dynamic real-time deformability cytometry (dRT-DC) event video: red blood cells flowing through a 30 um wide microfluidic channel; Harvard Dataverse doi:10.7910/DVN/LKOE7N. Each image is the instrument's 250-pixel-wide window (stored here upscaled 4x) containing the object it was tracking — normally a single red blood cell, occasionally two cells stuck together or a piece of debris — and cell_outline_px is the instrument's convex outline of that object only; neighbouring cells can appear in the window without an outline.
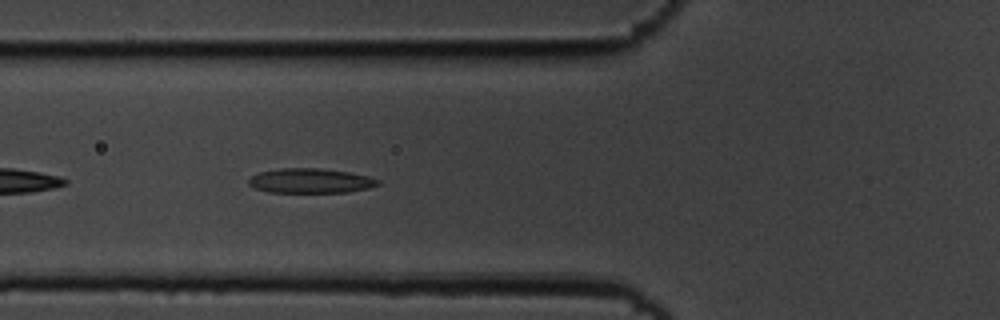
{"species": "common noctule bat (a hibernating species)", "species_latin": "Nyctalus noctula", "temperature_condition": "cold", "stored_images_in_passage": 32, "camera_frame_rate_fps": 3000, "um_per_image_px": 0.085, "animal": {"sex": "male", "body_mass_g": 19.5, "forearm_length_mm": 54.6}, "frame": {"image": 1, "passage_image": 5, "time_ms": 1.333, "image_size_px": [1000, 320], "cell_outline_px": [[380, 184], [368, 188], [348, 192], [268, 192], [256, 188], [248, 184], [248, 180], [252, 176], [260, 172], [280, 168], [320, 168], [348, 172], [368, 176], [380, 180]], "centroid_in_image_um": [26.4, 15.36], "position_along_channel_um": 99.4, "area_um2": 18.5}}
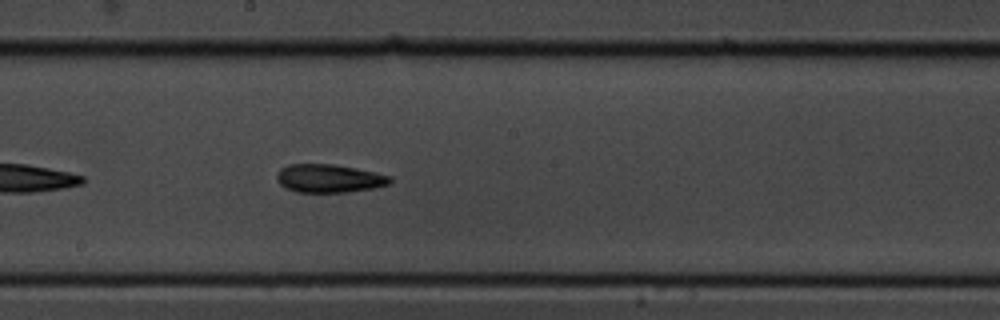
{"frame": {"image": 2, "passage_image": 15, "time_ms": 4.667, "image_size_px": [1000, 320], "cell_outline_px": [[392, 184], [376, 188], [348, 192], [296, 192], [280, 184], [276, 180], [276, 172], [280, 168], [288, 164], [332, 164], [356, 168], [392, 176]], "centroid_in_image_um": [27.99, 15.16], "position_along_channel_um": 220.2, "area_um2": 18.9}}
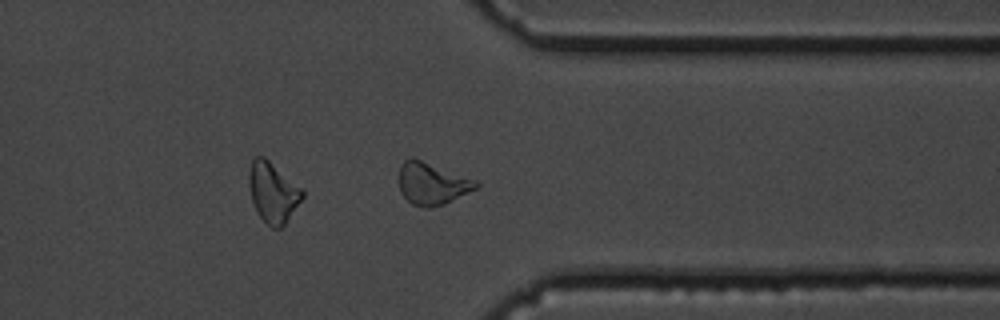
{"frame": {"image": 3, "passage_image": 28, "time_ms": 9.0, "image_size_px": [1000, 320], "cell_outline_px": [[480, 184], [476, 188], [444, 204], [428, 208], [420, 208], [412, 204], [400, 192], [400, 164], [404, 160], [420, 160], [476, 180]], "centroid_in_image_um": [36.72, 15.64], "position_along_channel_um": 374.7, "area_um2": 18.38}, "authors_computed_cell_mechanics": {"area_um2": 18.4093, "velocity_mm_per_s": 3.6192, "shape_relaxation_time_tau1_ms": 7.0601, "shape_relaxation_time_tau2_ms": 9.0032, "deformation_change_tau1": 0.1893, "deformation_change_tau2": 0.1871}}